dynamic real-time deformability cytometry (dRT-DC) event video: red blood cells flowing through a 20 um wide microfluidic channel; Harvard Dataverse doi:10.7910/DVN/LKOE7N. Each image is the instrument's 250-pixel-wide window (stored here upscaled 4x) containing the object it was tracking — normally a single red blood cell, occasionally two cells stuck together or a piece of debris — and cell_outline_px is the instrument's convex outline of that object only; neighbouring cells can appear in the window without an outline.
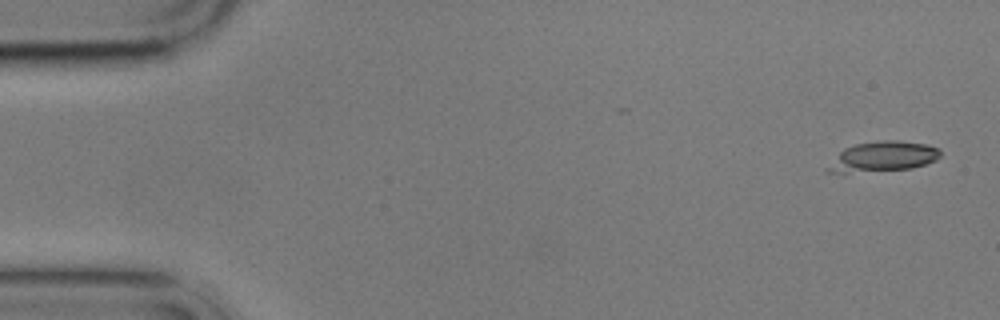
{"species": "common noctule bat (a hibernating species)", "species_latin": "Nyctalus noctula", "temperature_condition": "cold", "stored_images_in_passage": 6, "camera_frame_rate_fps": 3000, "um_per_image_px": 0.085, "animal": {"sex": "male", "body_mass_g": 17.9}, "frame": {"image": 1, "passage_image": 1, "time_ms": 0.0, "image_size_px": [1000, 320], "cell_outline_px": [[940, 156], [936, 160], [912, 168], [844, 172], [824, 172], [840, 152], [844, 148], [856, 144], [884, 140], [896, 140], [928, 144], [940, 148]], "centroid_in_image_um": [75.11, 13.29], "position_along_channel_um": 9.9, "area_um2": 19.31}}